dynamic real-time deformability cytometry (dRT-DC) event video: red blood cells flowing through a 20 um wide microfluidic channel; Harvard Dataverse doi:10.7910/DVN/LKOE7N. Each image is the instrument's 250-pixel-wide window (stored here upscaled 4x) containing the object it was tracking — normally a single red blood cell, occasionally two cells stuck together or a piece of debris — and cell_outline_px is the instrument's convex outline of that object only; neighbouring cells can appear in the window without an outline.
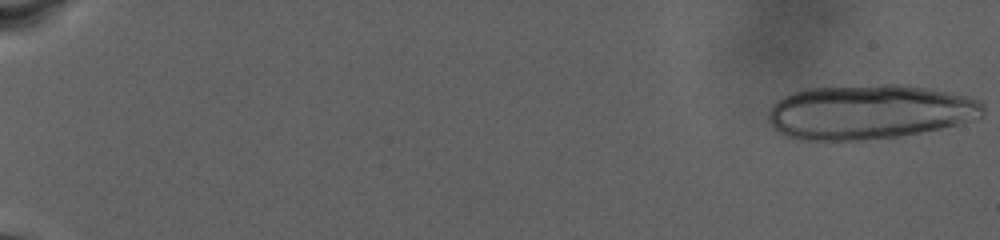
{"species": "human", "species_latin": "Homo sapiens", "temperature_condition": "warm", "stored_images_in_passage": 30, "camera_frame_rate_fps": 3000, "um_per_image_px": 0.085, "donor": {"sex": "male"}, "frame": {"image": 1, "passage_image": 1, "time_ms": 0.0, "image_size_px": [1000, 240], "cell_outline_px": [[984, 116], [972, 120], [940, 128], [900, 136], [864, 140], [800, 140], [788, 136], [780, 132], [768, 120], [768, 112], [772, 104], [784, 96], [792, 92], [808, 88], [880, 84], [904, 84], [928, 88], [948, 92], [980, 100], [984, 104]], "centroid_in_image_um": [73.9, 9.5], "position_along_channel_um": 11.1, "area_um2": 68.32}}